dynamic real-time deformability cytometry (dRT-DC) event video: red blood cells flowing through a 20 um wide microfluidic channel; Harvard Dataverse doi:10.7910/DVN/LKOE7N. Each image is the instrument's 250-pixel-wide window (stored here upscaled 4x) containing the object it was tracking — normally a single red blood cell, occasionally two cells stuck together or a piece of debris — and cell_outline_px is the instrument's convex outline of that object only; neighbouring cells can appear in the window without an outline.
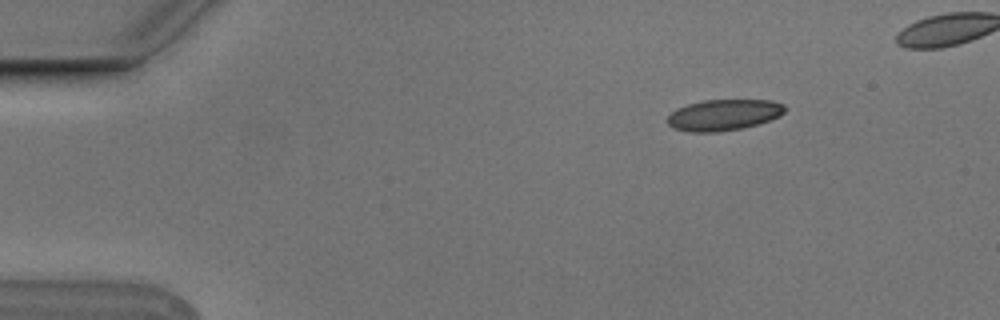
{"species": "Egyptian fruit bat (a non-hibernating species)", "species_latin": "Rousettus aegyptiacus", "temperature_condition": "cold", "stored_images_in_passage": 5, "camera_frame_rate_fps": 3000, "um_per_image_px": 0.085, "animal": {"sex": "male"}, "frame": {"image": 1, "passage_image": 2, "time_ms": 0.333, "image_size_px": [1000, 320], "cell_outline_px": [[784, 112], [780, 116], [756, 124], [740, 128], [716, 132], [688, 132], [672, 128], [668, 124], [668, 116], [676, 108], [688, 104], [704, 100], [772, 100], [784, 104]], "centroid_in_image_um": [61.48, 9.76], "position_along_channel_um": 23.5, "area_um2": 21.15}}